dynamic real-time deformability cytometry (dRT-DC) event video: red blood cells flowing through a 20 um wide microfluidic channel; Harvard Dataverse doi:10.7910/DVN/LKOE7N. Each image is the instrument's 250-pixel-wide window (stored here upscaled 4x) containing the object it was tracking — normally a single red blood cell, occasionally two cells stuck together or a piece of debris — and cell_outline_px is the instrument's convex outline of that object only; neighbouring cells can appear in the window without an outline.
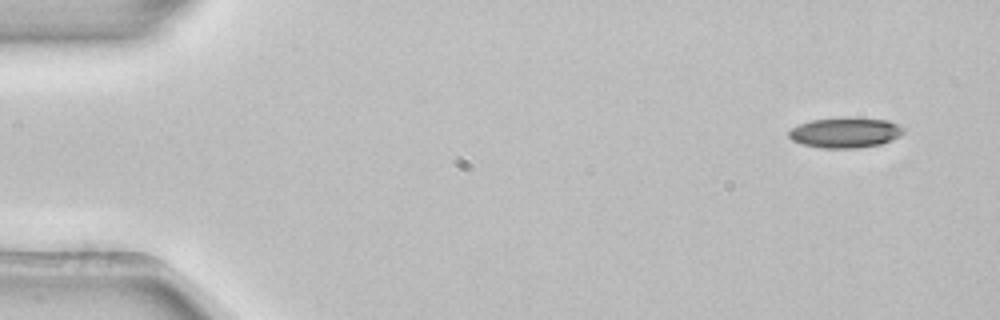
{"species": "common noctule bat (a hibernating species)", "species_latin": "Nyctalus noctula", "temperature_condition": "room temperature", "stored_images_in_passage": 4, "camera_frame_rate_fps": 3000, "um_per_image_px": 0.085, "animal": {"sex": "female", "body_mass_g": 22.7, "forearm_length_mm": 54.2}, "frame": {"image": 1, "passage_image": 1, "time_ms": 0.0, "image_size_px": [1000, 320], "cell_outline_px": [[904, 132], [900, 136], [880, 144], [856, 148], [820, 148], [800, 144], [792, 140], [788, 136], [788, 132], [792, 128], [800, 124], [812, 120], [844, 116], [848, 116], [888, 120], [904, 128]], "centroid_in_image_um": [71.83, 11.26], "position_along_channel_um": 13.2, "area_um2": 20.52}}
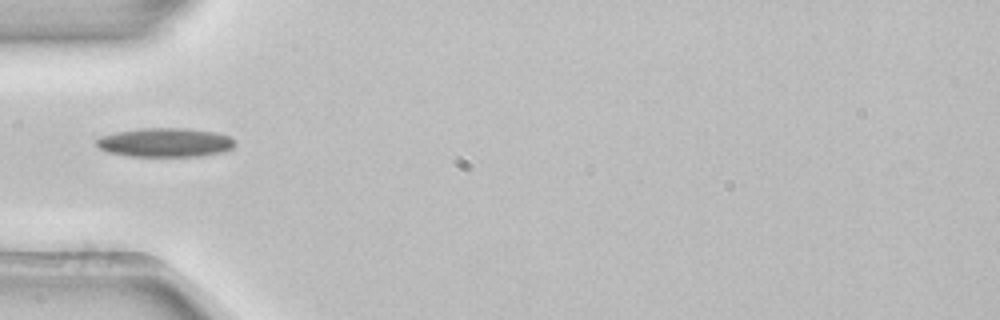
{"frame": {"image": 2, "passage_image": 4, "time_ms": 1.0, "image_size_px": [1000, 320], "cell_outline_px": [[236, 144], [232, 148], [224, 152], [200, 156], [128, 156], [108, 152], [100, 148], [96, 144], [96, 140], [100, 136], [116, 132], [136, 128], [188, 128], [216, 132], [228, 136], [236, 140]], "centroid_in_image_um": [14.06, 12.1], "position_along_channel_um": 70.9, "area_um2": 23.64}}